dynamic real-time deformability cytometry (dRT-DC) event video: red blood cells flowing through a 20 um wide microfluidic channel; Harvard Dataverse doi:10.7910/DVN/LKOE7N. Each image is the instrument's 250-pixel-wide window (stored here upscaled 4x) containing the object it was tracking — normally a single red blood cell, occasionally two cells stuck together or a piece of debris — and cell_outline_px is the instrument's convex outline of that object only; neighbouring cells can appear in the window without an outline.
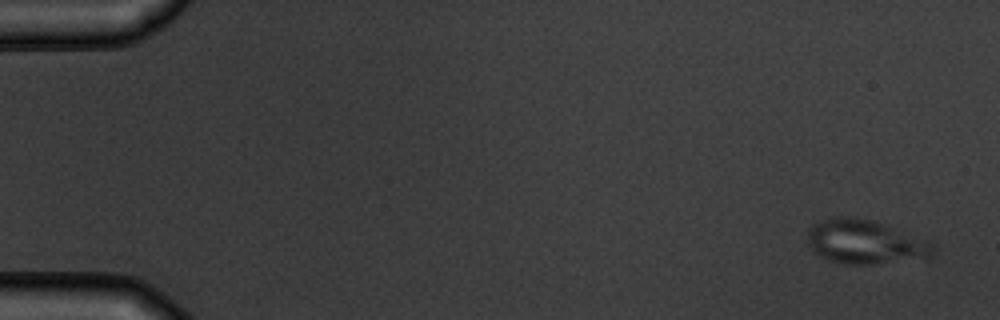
{"species": "common noctule bat (a hibernating species)", "species_latin": "Nyctalus noctula", "temperature_condition": "warm", "stored_images_in_passage": 5, "camera_frame_rate_fps": 3000, "um_per_image_px": 0.085, "animal": {"sex": "male", "body_mass_g": 19.5, "forearm_length_mm": 54.6}, "frame": {"image": 1, "passage_image": 1, "time_ms": 0.0, "image_size_px": [1000, 320], "cell_outline_px": [[936, 256], [928, 260], [868, 264], [844, 264], [820, 256], [812, 252], [808, 244], [808, 228], [812, 224], [832, 216], [848, 216], [876, 220], [928, 240], [936, 244]], "centroid_in_image_um": [73.64, 20.57], "position_along_channel_um": 11.4, "area_um2": 33.41}}